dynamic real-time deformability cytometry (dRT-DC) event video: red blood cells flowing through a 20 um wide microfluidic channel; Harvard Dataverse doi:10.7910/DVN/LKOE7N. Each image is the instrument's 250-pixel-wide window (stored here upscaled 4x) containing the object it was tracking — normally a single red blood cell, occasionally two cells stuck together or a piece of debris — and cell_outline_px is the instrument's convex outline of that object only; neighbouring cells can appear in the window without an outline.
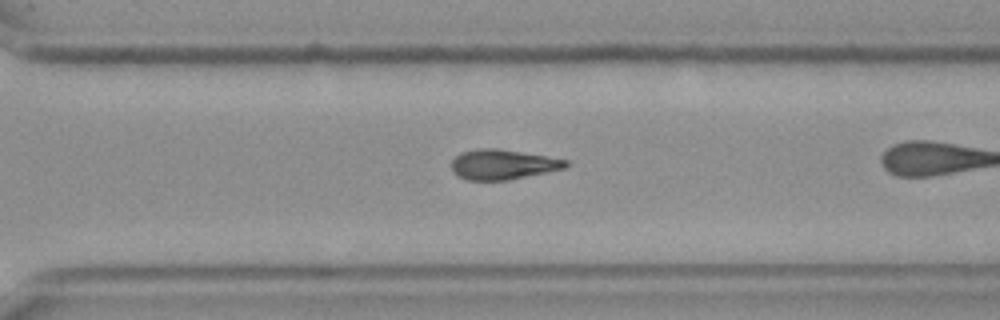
{"species": "Egyptian fruit bat (a non-hibernating species)", "species_latin": "Rousettus aegyptiacus", "temperature_condition": "cold", "stored_images_in_passage": 43, "camera_frame_rate_fps": 3000, "um_per_image_px": 0.085, "frame": {"image": 1, "passage_image": 37, "time_ms": 12.0, "image_size_px": [1000, 320], "cell_outline_px": [[568, 164], [564, 168], [548, 172], [508, 180], [468, 180], [452, 172], [452, 160], [460, 152], [476, 148], [496, 148], [568, 160]], "centroid_in_image_um": [42.7, 13.98], "position_along_channel_um": 327.9, "area_um2": 19.83}}